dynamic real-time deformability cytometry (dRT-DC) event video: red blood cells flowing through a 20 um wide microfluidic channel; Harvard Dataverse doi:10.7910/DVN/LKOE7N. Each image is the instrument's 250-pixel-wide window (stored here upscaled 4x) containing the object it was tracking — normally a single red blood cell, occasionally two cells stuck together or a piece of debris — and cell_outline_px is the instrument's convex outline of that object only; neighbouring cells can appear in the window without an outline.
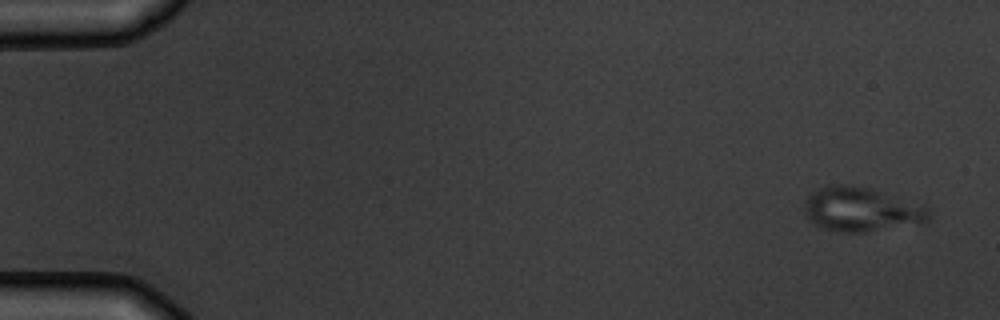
{"species": "common noctule bat (a hibernating species)", "species_latin": "Nyctalus noctula", "temperature_condition": "warm", "stored_images_in_passage": 5, "camera_frame_rate_fps": 3000, "um_per_image_px": 0.085, "animal": {"sex": "male", "body_mass_g": 19.5, "forearm_length_mm": 54.6}, "frame": {"image": 1, "passage_image": 1, "time_ms": 0.0, "image_size_px": [1000, 320], "cell_outline_px": [[932, 216], [928, 224], [864, 232], [836, 232], [824, 228], [816, 224], [804, 212], [804, 204], [808, 196], [812, 192], [828, 184], [848, 184], [872, 188], [924, 204], [932, 212]], "centroid_in_image_um": [73.34, 17.8], "position_along_channel_um": 11.7, "area_um2": 33.0}}